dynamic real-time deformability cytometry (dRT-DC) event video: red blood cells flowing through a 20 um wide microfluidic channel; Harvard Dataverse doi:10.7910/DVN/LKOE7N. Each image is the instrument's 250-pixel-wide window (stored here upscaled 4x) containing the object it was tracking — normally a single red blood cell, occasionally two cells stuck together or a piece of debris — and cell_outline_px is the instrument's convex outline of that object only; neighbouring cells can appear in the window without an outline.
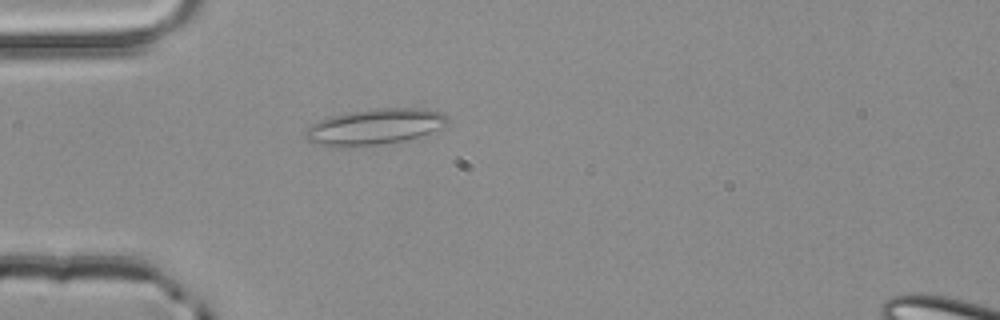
{"species": "common noctule bat (a hibernating species)", "species_latin": "Nyctalus noctula", "temperature_condition": "room temperature", "stored_images_in_passage": 2, "camera_frame_rate_fps": 3000, "um_per_image_px": 0.085, "animal": {"sex": "male", "body_mass_g": 20.4}, "frame": {"image": 1, "passage_image": 2, "time_ms": 0.333, "image_size_px": [1000, 320], "cell_outline_px": [[448, 124], [444, 128], [420, 136], [404, 140], [376, 144], [320, 144], [308, 140], [304, 136], [304, 132], [312, 124], [328, 116], [352, 112], [380, 108], [428, 108], [440, 112], [448, 116]], "centroid_in_image_um": [31.97, 10.72], "position_along_channel_um": 53.0, "area_um2": 28.9}}